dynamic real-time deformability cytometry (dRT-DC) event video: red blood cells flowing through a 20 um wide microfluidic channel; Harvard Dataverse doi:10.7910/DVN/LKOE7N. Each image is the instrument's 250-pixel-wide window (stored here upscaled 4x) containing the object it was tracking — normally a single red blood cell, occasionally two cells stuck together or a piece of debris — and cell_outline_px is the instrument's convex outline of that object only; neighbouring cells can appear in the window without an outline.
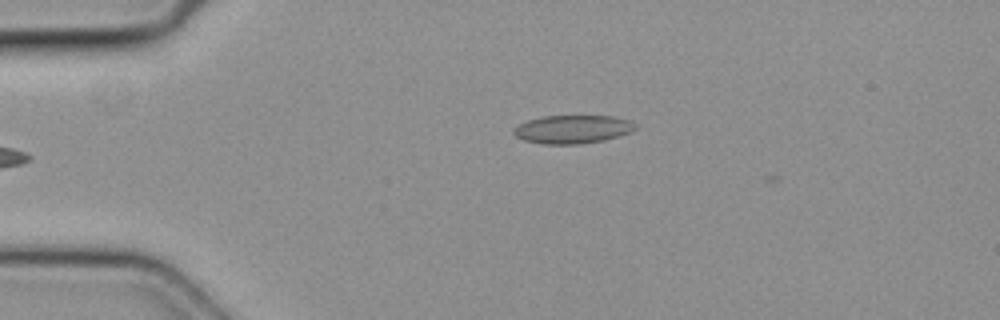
{"species": "common noctule bat (a hibernating species)", "species_latin": "Nyctalus noctula", "temperature_condition": "cold", "stored_images_in_passage": 3, "camera_frame_rate_fps": 3000, "um_per_image_px": 0.085, "animal": {"sex": "female", "body_mass_g": 19.3, "forearm_length_mm": 54.1}, "frame": {"image": 1, "passage_image": 2, "time_ms": 0.333, "image_size_px": [1000, 320], "cell_outline_px": [[636, 128], [632, 132], [620, 136], [604, 140], [580, 144], [544, 144], [524, 140], [516, 136], [512, 132], [512, 128], [528, 120], [544, 116], [612, 116], [628, 120], [636, 124]], "centroid_in_image_um": [48.68, 10.99], "position_along_channel_um": 36.3, "area_um2": 20.11}}